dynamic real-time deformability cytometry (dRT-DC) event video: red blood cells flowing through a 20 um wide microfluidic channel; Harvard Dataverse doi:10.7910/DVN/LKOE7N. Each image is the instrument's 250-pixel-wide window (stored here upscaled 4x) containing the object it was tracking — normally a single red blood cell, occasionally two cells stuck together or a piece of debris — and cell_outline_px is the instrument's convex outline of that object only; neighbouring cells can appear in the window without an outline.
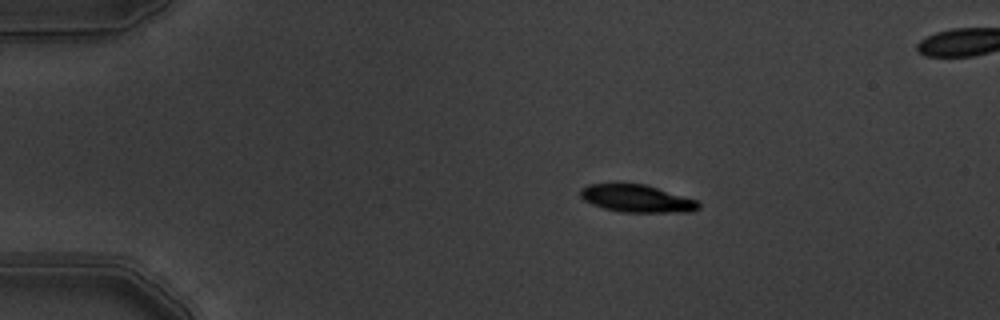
{"species": "common noctule bat (a hibernating species)", "species_latin": "Nyctalus noctula", "temperature_condition": "warm", "stored_images_in_passage": 5, "segment_of_instrument_passage": [1, 2], "camera_frame_rate_fps": 3000, "um_per_image_px": 0.085, "animal": {"sex": "male", "body_mass_g": 19.5, "forearm_length_mm": 54.6}, "frame": {"image": 1, "passage_image": 2, "time_ms": 0.333, "image_size_px": [1000, 320], "cell_outline_px": [[700, 208], [692, 212], [620, 212], [604, 208], [592, 204], [584, 200], [580, 196], [580, 188], [588, 184], [644, 184], [696, 200], [700, 204]], "centroid_in_image_um": [54.11, 16.88], "position_along_channel_um": 30.9, "area_um2": 18.79}}